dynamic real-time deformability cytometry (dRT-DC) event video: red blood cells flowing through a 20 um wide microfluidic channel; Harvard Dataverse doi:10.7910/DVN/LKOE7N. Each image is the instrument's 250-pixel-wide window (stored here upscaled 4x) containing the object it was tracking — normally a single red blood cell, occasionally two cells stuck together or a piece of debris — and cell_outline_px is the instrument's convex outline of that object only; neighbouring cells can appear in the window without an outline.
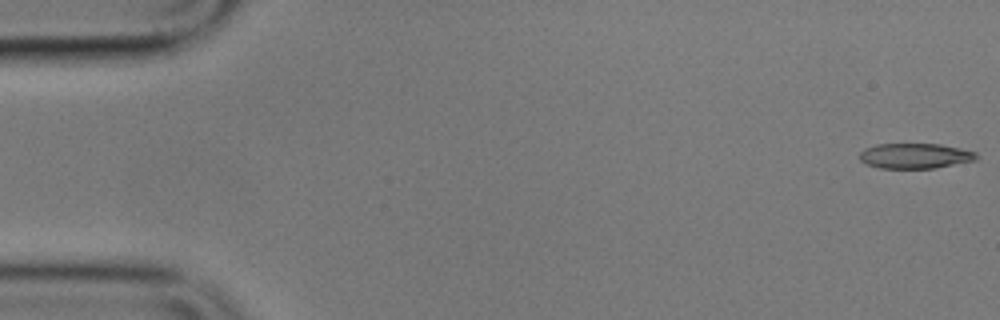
{"species": "common noctule bat (a hibernating species)", "species_latin": "Nyctalus noctula", "temperature_condition": "cold", "stored_images_in_passage": 6, "camera_frame_rate_fps": 3000, "um_per_image_px": 0.085, "animal": {"sex": "male", "body_mass_g": 17.9}, "frame": {"image": 1, "passage_image": 1, "time_ms": 0.0, "image_size_px": [1000, 320], "cell_outline_px": [[980, 156], [976, 160], [936, 168], [880, 168], [868, 164], [860, 160], [860, 152], [864, 148], [876, 144], [940, 144], [960, 148], [976, 152]], "centroid_in_image_um": [77.81, 13.24], "position_along_channel_um": 7.2, "area_um2": 17.22}}